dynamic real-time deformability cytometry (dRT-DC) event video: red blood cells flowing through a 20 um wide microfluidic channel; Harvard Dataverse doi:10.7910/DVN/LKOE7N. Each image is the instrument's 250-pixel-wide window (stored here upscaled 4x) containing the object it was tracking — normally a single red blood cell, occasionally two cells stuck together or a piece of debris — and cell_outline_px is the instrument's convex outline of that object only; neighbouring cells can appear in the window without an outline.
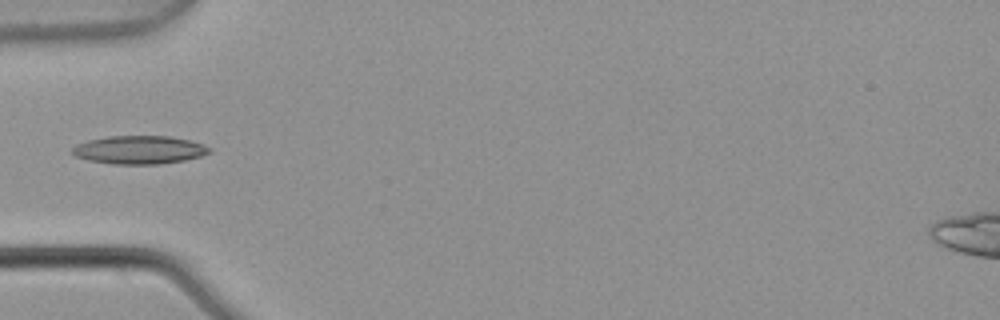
{"species": "common noctule bat (a hibernating species)", "species_latin": "Nyctalus noctula", "temperature_condition": "warm", "stored_images_in_passage": 1, "camera_frame_rate_fps": 3000, "um_per_image_px": 0.085, "animal": {"sex": "male", "body_mass_g": 21.5, "forearm_length_mm": 52.0}, "frame": {"image": 1, "passage_image": 1, "time_ms": 0.0, "image_size_px": [1000, 320], "cell_outline_px": [[212, 152], [200, 156], [184, 160], [160, 164], [112, 164], [88, 160], [76, 156], [72, 152], [72, 148], [76, 144], [88, 140], [108, 136], [172, 136], [204, 144], [212, 148]], "centroid_in_image_um": [11.86, 12.73], "position_along_channel_um": 73.1, "area_um2": 22.66}}